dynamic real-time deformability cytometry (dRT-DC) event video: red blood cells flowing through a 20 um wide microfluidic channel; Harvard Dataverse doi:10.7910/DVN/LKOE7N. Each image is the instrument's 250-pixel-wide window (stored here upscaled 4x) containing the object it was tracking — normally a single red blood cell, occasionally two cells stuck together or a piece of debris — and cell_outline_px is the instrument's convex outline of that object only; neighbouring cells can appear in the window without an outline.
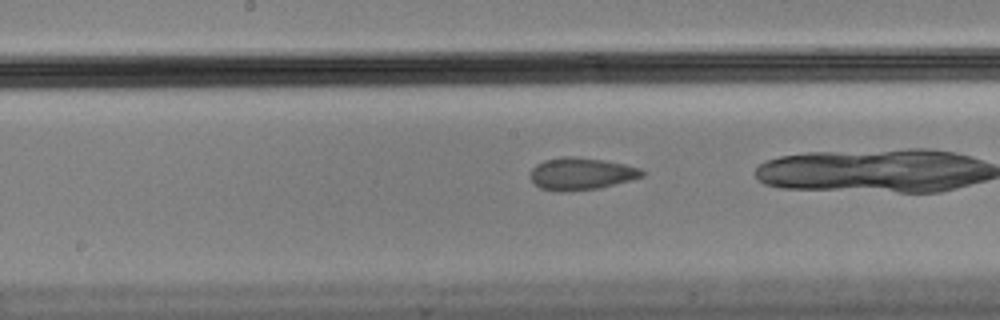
{"species": "Egyptian fruit bat (a non-hibernating species)", "species_latin": "Rousettus aegyptiacus", "temperature_condition": "cold", "stored_images_in_passage": 41, "camera_frame_rate_fps": 3000, "um_per_image_px": 0.085, "animal": {"sex": "male"}, "frame": {"image": 1, "passage_image": 26, "time_ms": 8.333, "image_size_px": [1000, 320], "cell_outline_px": [[644, 176], [600, 188], [564, 192], [556, 192], [540, 188], [528, 176], [532, 168], [536, 164], [544, 160], [560, 156], [576, 156], [604, 160], [624, 164], [640, 168], [644, 172]], "centroid_in_image_um": [49.35, 14.76], "position_along_channel_um": 198.8, "area_um2": 21.21}}